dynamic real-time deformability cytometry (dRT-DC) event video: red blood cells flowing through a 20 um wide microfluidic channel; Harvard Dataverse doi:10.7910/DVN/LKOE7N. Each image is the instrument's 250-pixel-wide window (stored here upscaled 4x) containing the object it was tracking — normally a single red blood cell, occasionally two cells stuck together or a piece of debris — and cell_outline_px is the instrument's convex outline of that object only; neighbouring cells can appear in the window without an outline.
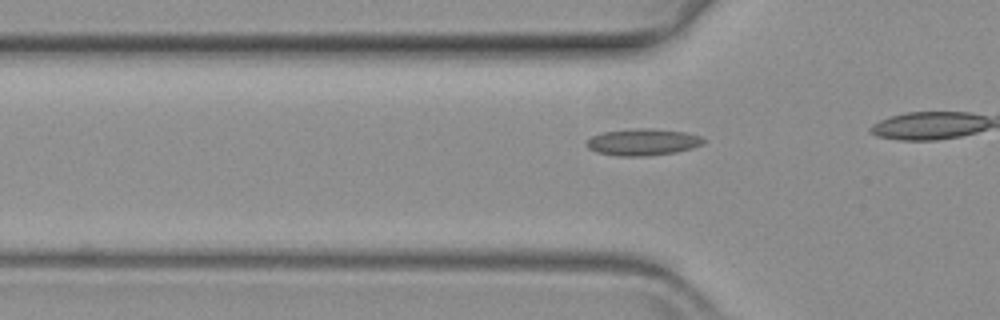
{"species": "common noctule bat (a hibernating species)", "species_latin": "Nyctalus noctula", "temperature_condition": "warm", "stored_images_in_passage": 19, "camera_frame_rate_fps": 3000, "um_per_image_px": 0.085, "animal": {"sex": "female", "body_mass_g": 19.3, "forearm_length_mm": 54.1}, "frame": {"image": 1, "passage_image": 14, "time_ms": 4.333, "image_size_px": [1000, 320], "cell_outline_px": [[704, 144], [692, 148], [676, 152], [648, 156], [616, 156], [596, 152], [588, 148], [584, 144], [592, 136], [604, 132], [636, 128], [648, 128], [684, 132], [700, 136], [704, 140]], "centroid_in_image_um": [54.62, 12.08], "position_along_channel_um": 71.2, "area_um2": 18.21}}